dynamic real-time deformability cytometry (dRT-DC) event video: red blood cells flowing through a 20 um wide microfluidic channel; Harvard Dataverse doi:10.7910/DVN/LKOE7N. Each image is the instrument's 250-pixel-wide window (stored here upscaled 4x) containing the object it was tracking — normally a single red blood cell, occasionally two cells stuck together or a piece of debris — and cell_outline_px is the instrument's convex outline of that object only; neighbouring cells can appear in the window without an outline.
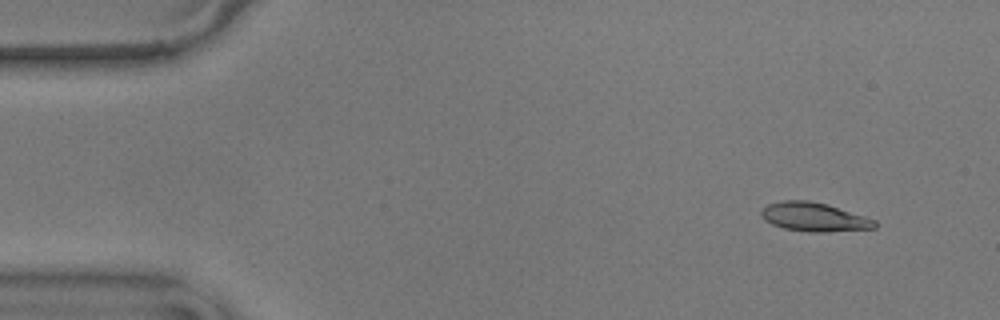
{"species": "common noctule bat (a hibernating species)", "species_latin": "Nyctalus noctula", "temperature_condition": "warm", "stored_images_in_passage": 53, "camera_frame_rate_fps": 3000, "um_per_image_px": 0.085, "animal": {"sex": "male", "body_mass_g": 17.9}, "frame": {"image": 1, "passage_image": 2, "time_ms": 0.333, "image_size_px": [1000, 320], "cell_outline_px": [[876, 228], [828, 232], [808, 232], [784, 228], [772, 224], [764, 220], [760, 216], [760, 212], [768, 204], [780, 200], [808, 200], [828, 204], [876, 220]], "centroid_in_image_um": [69.18, 18.44], "position_along_channel_um": 15.8, "area_um2": 19.19}}
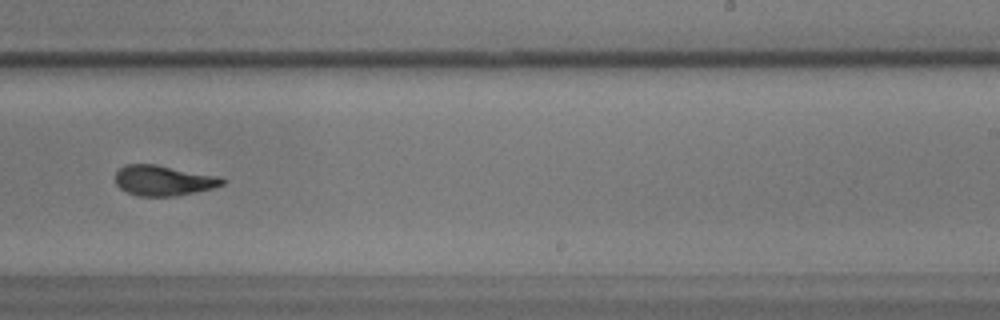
{"frame": {"image": 2, "passage_image": 32, "time_ms": 10.333, "image_size_px": [1000, 320], "cell_outline_px": [[228, 180], [224, 184], [212, 188], [176, 196], [140, 196], [128, 192], [120, 188], [116, 184], [116, 172], [124, 164], [156, 164], [220, 176]], "centroid_in_image_um": [13.92, 15.33], "position_along_channel_um": 275.1, "area_um2": 18.96}}
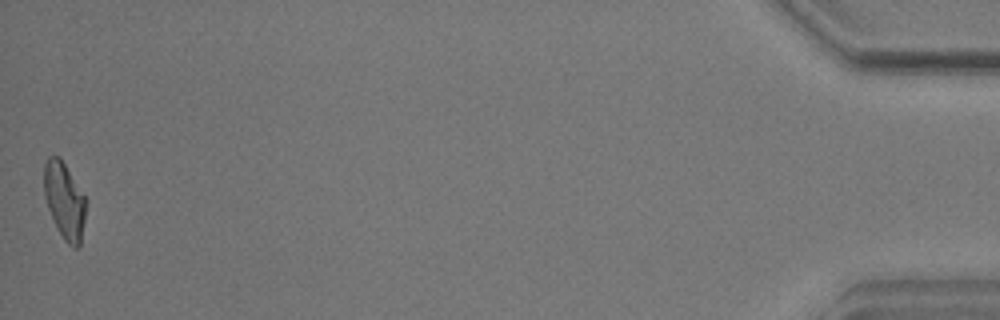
{"frame": {"image": 3, "passage_image": 53, "time_ms": 17.333, "image_size_px": [1000, 320], "cell_outline_px": [[88, 200], [80, 248], [72, 248], [64, 240], [48, 208], [44, 196], [44, 164], [48, 156], [60, 156]], "centroid_in_image_um": [5.51, 17.05], "position_along_channel_um": 429.7, "area_um2": 18.96}, "authors_computed_cell_mechanics": {"area_um2": 19.2474, "velocity_mm_per_s": 3.577, "shape_relaxation_time_tau1_ms": 4.8314, "shape_relaxation_time_tau2_ms": 1.7703, "deformation_change_tau1": 0.1734, "deformation_change_tau2": 0.0875}}